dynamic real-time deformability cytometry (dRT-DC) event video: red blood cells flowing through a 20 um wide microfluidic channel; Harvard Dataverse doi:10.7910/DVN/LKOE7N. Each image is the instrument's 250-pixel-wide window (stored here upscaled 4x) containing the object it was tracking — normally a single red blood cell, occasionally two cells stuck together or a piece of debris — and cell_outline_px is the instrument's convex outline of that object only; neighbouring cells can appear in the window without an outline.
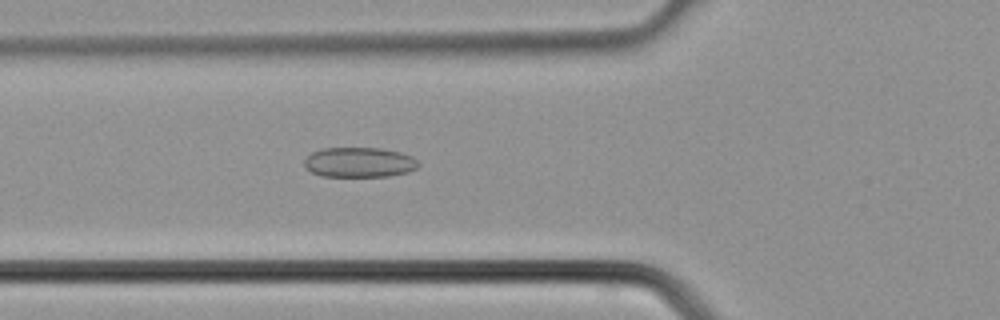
{"species": "common noctule bat (a hibernating species)", "species_latin": "Nyctalus noctula", "temperature_condition": "cold", "stored_images_in_passage": 32, "camera_frame_rate_fps": 3000, "um_per_image_px": 0.085, "animal": {"sex": "male", "body_mass_g": 21.5, "forearm_length_mm": 52.0}, "frame": {"image": 1, "passage_image": 8, "time_ms": 2.333, "image_size_px": [1000, 320], "cell_outline_px": [[420, 164], [416, 168], [408, 172], [388, 176], [320, 176], [304, 168], [304, 160], [312, 152], [324, 148], [380, 148], [400, 152], [412, 156]], "centroid_in_image_um": [30.52, 13.8], "position_along_channel_um": 95.3, "area_um2": 19.94}}
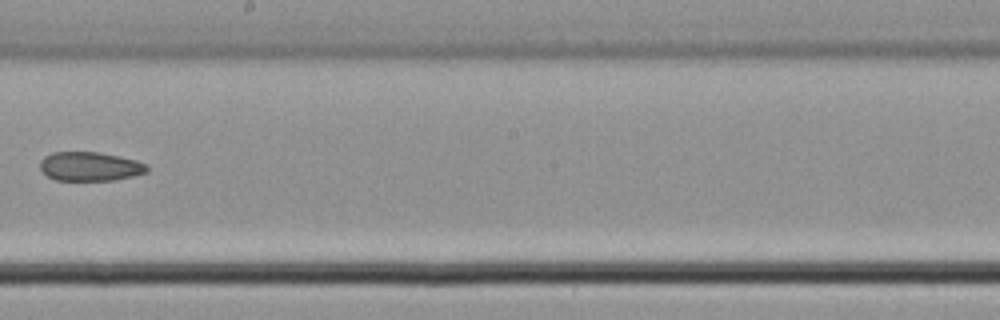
{"frame": {"image": 2, "passage_image": 16, "time_ms": 5.0, "image_size_px": [1000, 320], "cell_outline_px": [[148, 172], [132, 176], [112, 180], [56, 180], [48, 176], [40, 168], [40, 160], [44, 156], [52, 152], [100, 152], [120, 156], [136, 160], [148, 164]], "centroid_in_image_um": [7.66, 14.13], "position_along_channel_um": 240.5, "area_um2": 18.15}}
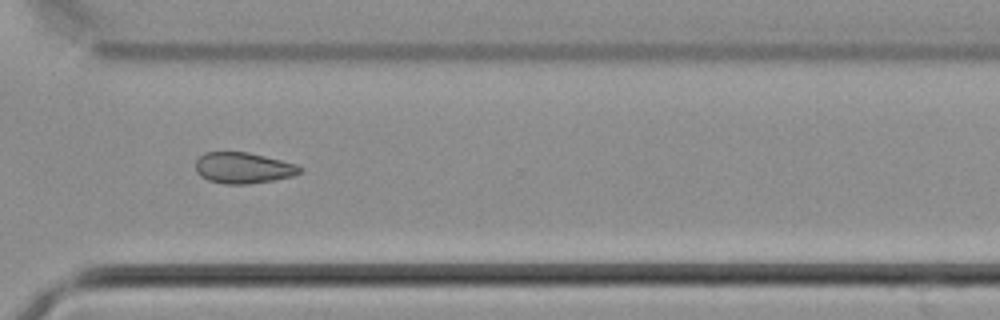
{"frame": {"image": 3, "passage_image": 22, "time_ms": 7.0, "image_size_px": [1000, 320], "cell_outline_px": [[304, 168], [300, 172], [292, 176], [272, 180], [248, 184], [224, 184], [208, 180], [200, 176], [196, 172], [196, 160], [204, 152], [248, 152], [296, 164]], "centroid_in_image_um": [20.65, 14.27], "position_along_channel_um": 350.0, "area_um2": 18.79}}